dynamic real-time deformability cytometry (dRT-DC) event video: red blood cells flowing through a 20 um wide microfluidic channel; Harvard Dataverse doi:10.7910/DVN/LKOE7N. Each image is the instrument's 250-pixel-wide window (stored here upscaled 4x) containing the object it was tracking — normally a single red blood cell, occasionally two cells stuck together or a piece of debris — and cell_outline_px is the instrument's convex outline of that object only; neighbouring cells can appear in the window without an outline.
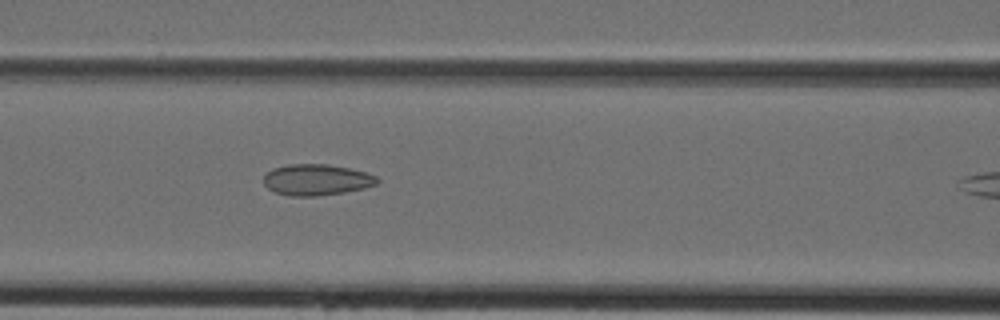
{"species": "Egyptian fruit bat (a non-hibernating species)", "species_latin": "Rousettus aegyptiacus", "temperature_condition": "cold", "stored_images_in_passage": 11, "camera_frame_rate_fps": 3000, "um_per_image_px": 0.085, "animal": {"sex": "female"}, "frame": {"image": 1, "passage_image": 10, "time_ms": 3.0, "image_size_px": [1000, 320], "cell_outline_px": [[380, 180], [376, 184], [364, 188], [344, 192], [316, 196], [292, 196], [276, 192], [268, 188], [264, 184], [264, 176], [272, 168], [288, 164], [328, 164], [348, 168], [364, 172], [376, 176]], "centroid_in_image_um": [26.9, 15.27], "position_along_channel_um": 139.7, "area_um2": 20.46}}